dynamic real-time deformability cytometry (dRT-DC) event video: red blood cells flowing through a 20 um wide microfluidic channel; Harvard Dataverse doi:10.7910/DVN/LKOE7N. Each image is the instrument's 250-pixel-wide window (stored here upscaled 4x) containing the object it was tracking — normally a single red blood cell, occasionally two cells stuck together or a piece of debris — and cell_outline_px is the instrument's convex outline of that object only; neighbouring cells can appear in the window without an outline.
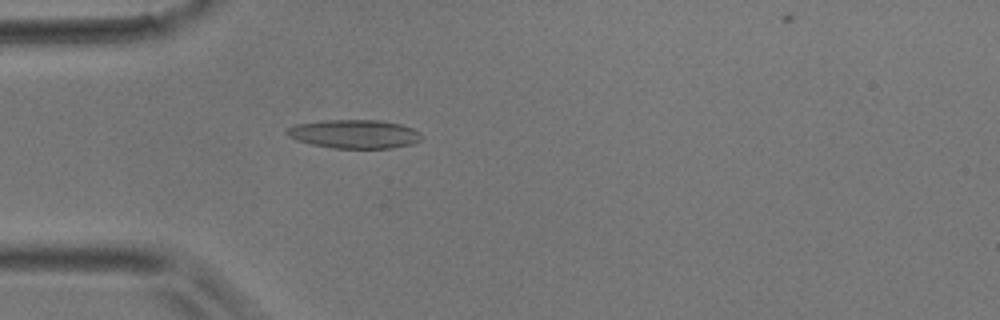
{"species": "common noctule bat (a hibernating species)", "species_latin": "Nyctalus noctula", "temperature_condition": "room temperature", "stored_images_in_passage": 33, "camera_frame_rate_fps": 3000, "um_per_image_px": 0.085, "animal": {"sex": "male", "body_mass_g": 17.9}, "frame": {"image": 1, "passage_image": 4, "time_ms": 1.0, "image_size_px": [1000, 320], "cell_outline_px": [[420, 140], [412, 144], [392, 148], [332, 148], [312, 144], [296, 140], [288, 136], [284, 132], [288, 128], [296, 124], [324, 120], [380, 120], [400, 124], [412, 128], [420, 132]], "centroid_in_image_um": [30.1, 11.39], "position_along_channel_um": 54.9, "area_um2": 22.48}}
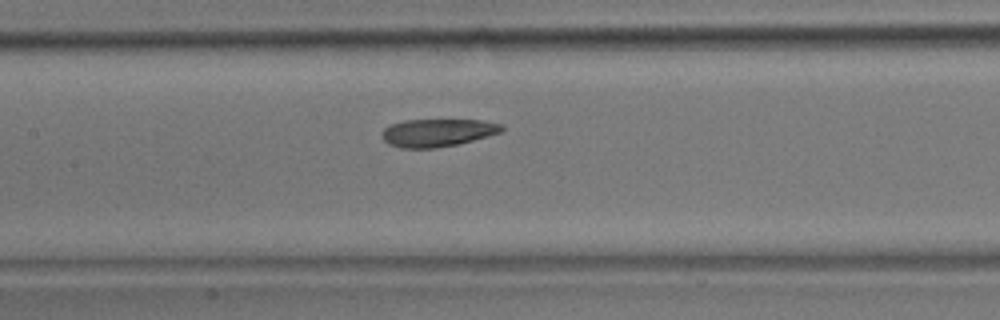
{"frame": {"image": 2, "passage_image": 13, "time_ms": 4.0, "image_size_px": [1000, 320], "cell_outline_px": [[504, 132], [456, 144], [436, 148], [400, 148], [388, 144], [380, 136], [380, 132], [388, 124], [404, 120], [480, 120], [504, 124]], "centroid_in_image_um": [37.16, 11.27], "position_along_channel_um": 170.2, "area_um2": 19.65}}
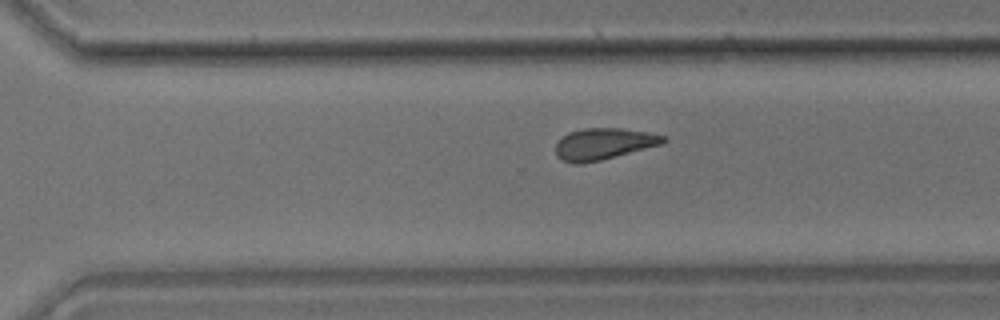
{"frame": {"image": 3, "passage_image": 24, "time_ms": 7.667, "image_size_px": [1000, 320], "cell_outline_px": [[668, 140], [660, 144], [600, 160], [580, 164], [572, 164], [560, 160], [556, 156], [556, 144], [568, 132], [584, 128], [620, 128], [648, 132], [668, 136]], "centroid_in_image_um": [51.29, 12.23], "position_along_channel_um": 319.3, "area_um2": 19.65}}